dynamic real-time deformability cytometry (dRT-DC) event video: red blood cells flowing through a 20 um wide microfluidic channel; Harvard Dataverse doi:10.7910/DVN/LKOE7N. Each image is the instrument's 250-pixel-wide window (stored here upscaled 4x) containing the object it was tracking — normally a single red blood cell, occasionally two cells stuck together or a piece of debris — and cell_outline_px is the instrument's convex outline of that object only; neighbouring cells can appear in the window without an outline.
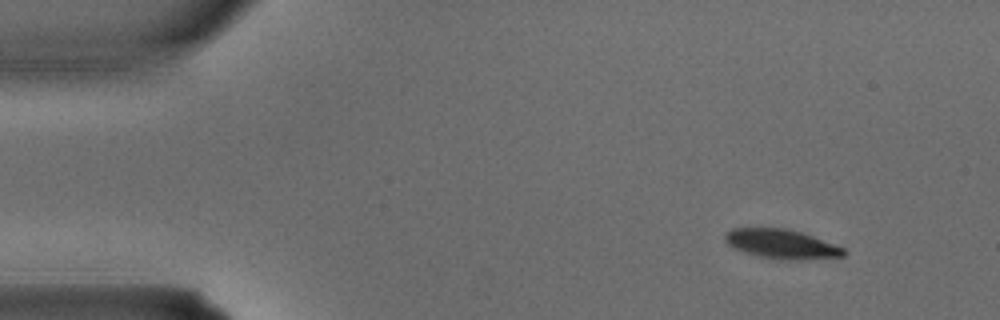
{"species": "common noctule bat (a hibernating species)", "species_latin": "Nyctalus noctula", "temperature_condition": "warm", "stored_images_in_passage": 3, "camera_frame_rate_fps": 3000, "um_per_image_px": 0.085, "animal": {"sex": "male", "body_mass_g": 15.6}, "frame": {"image": 1, "passage_image": 1, "time_ms": 0.0, "image_size_px": [1000, 320], "cell_outline_px": [[848, 252], [844, 256], [784, 260], [760, 256], [732, 248], [724, 240], [724, 232], [732, 228], [784, 228], [800, 232], [812, 236], [844, 248]], "centroid_in_image_um": [66.38, 20.73], "position_along_channel_um": 18.6, "area_um2": 20.0}}
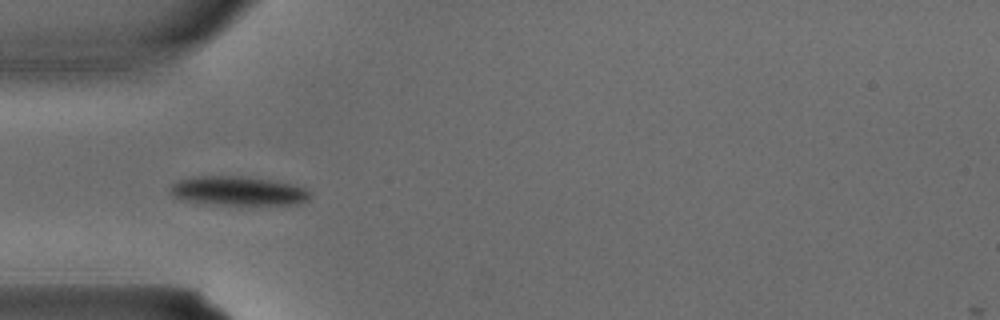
{"frame": {"image": 2, "passage_image": 3, "time_ms": 0.667, "image_size_px": [1000, 320], "cell_outline_px": [[312, 196], [308, 200], [300, 204], [240, 208], [204, 204], [180, 200], [172, 196], [168, 192], [168, 188], [172, 184], [188, 176], [248, 176], [276, 180], [308, 188], [312, 192]], "centroid_in_image_um": [20.27, 16.28], "position_along_channel_um": 64.7, "area_um2": 25.84}}